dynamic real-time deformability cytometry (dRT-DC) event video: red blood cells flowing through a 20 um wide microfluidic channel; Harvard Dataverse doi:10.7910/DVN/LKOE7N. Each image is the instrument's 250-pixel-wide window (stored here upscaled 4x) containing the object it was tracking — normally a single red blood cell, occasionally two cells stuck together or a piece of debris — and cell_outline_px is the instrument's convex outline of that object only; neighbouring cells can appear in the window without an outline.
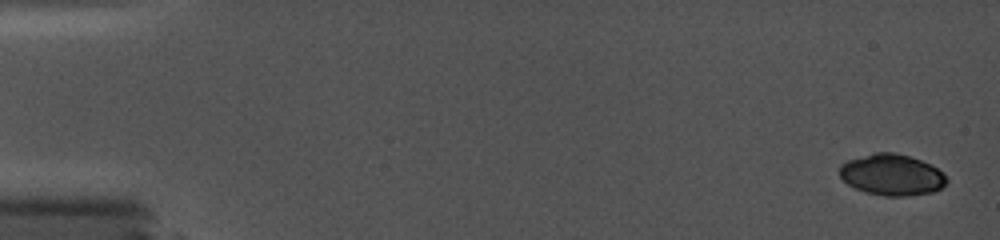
{"species": "common noctule bat (a hibernating species)", "species_latin": "Nyctalus noctula", "temperature_condition": "cold", "stored_images_in_passage": 13, "camera_frame_rate_fps": 5000, "um_per_image_px": 0.085, "animal": {"sex": "female", "body_mass_g": 19.0, "forearm_length_mm": 56.7}, "frame": {"image": 1, "passage_image": 1, "time_ms": 0.0, "image_size_px": [1000, 240], "cell_outline_px": [[948, 180], [940, 188], [932, 192], [904, 196], [884, 196], [868, 192], [856, 188], [848, 184], [840, 176], [840, 164], [848, 160], [876, 152], [892, 152], [908, 156], [920, 160], [944, 172]], "centroid_in_image_um": [75.81, 14.85], "position_along_channel_um": 9.2, "area_um2": 25.37}}
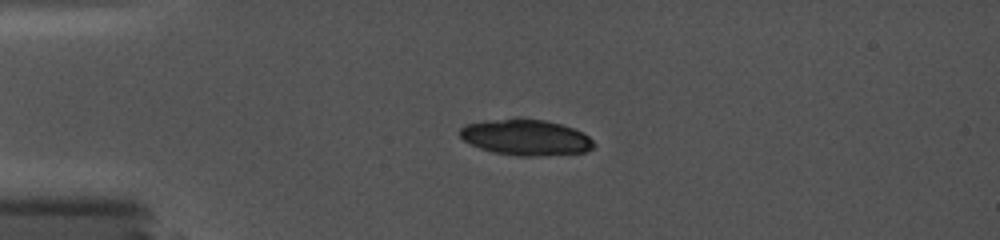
{"frame": {"image": 2, "passage_image": 10, "time_ms": 4.0, "image_size_px": [1000, 240], "cell_outline_px": [[596, 144], [592, 148], [584, 152], [532, 156], [520, 156], [492, 152], [480, 148], [464, 140], [460, 136], [460, 128], [464, 124], [484, 120], [516, 116], [520, 116], [544, 120], [560, 124], [584, 132]], "centroid_in_image_um": [44.66, 11.64], "position_along_channel_um": 40.3, "area_um2": 28.44}}